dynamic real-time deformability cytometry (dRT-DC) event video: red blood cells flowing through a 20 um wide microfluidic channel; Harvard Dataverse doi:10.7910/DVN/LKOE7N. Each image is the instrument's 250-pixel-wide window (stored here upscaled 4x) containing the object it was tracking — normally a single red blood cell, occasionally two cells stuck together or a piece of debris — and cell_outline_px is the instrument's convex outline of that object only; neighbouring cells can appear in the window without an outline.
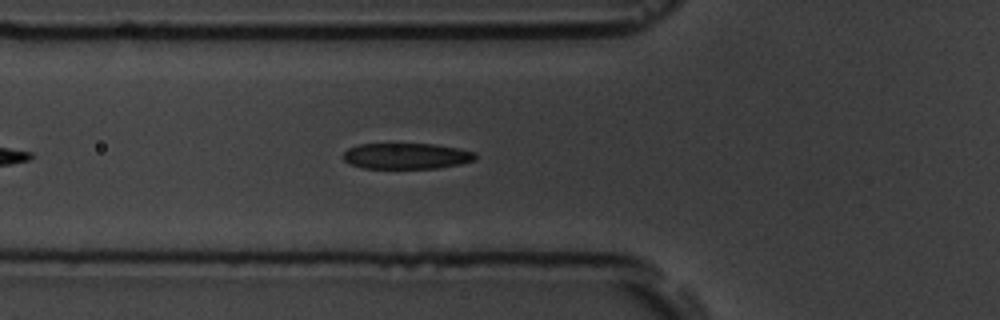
{"species": "common noctule bat (a hibernating species)", "species_latin": "Nyctalus noctula", "temperature_condition": "room temperature", "stored_images_in_passage": 20, "camera_frame_rate_fps": 3000, "um_per_image_px": 0.085, "animal": {"sex": "male", "body_mass_g": 19.5, "forearm_length_mm": 54.6}, "frame": {"image": 1, "passage_image": 7, "time_ms": 2.0, "image_size_px": [1000, 320], "cell_outline_px": [[476, 160], [460, 164], [440, 168], [364, 168], [348, 164], [344, 160], [344, 152], [348, 148], [356, 144], [392, 140], [436, 144], [460, 148], [476, 152]], "centroid_in_image_um": [34.51, 13.2], "position_along_channel_um": 91.3, "area_um2": 21.33}}
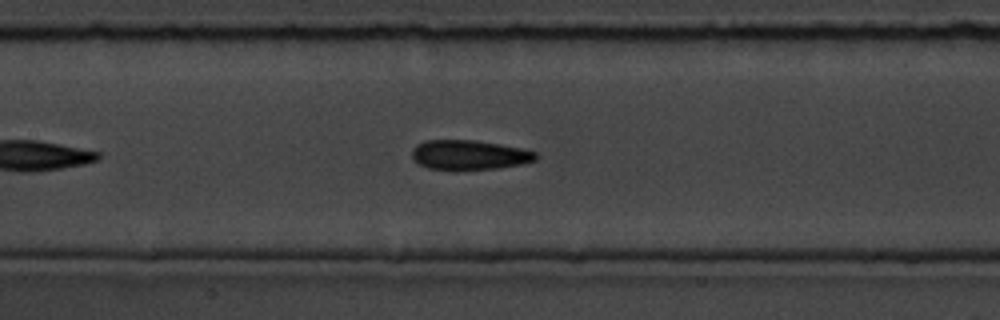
{"frame": {"image": 2, "passage_image": 13, "time_ms": 4.0, "image_size_px": [1000, 320], "cell_outline_px": [[536, 160], [520, 164], [496, 168], [456, 172], [428, 168], [420, 164], [412, 156], [412, 148], [416, 144], [424, 140], [476, 140], [500, 144], [520, 148], [536, 152]], "centroid_in_image_um": [39.84, 13.19], "position_along_channel_um": 167.6, "area_um2": 21.79}}
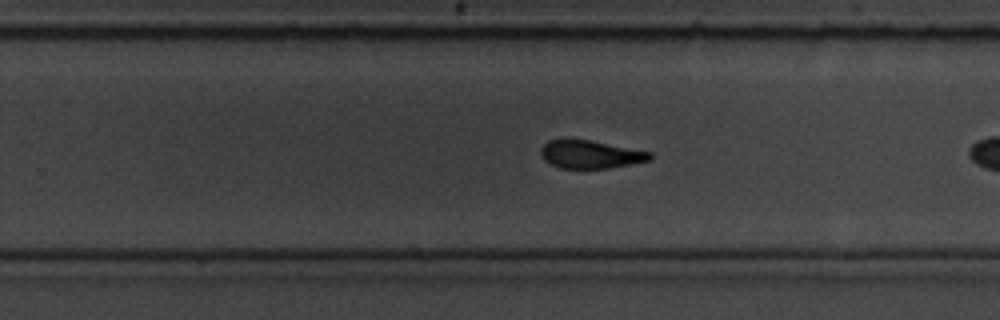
{"frame": {"image": 3, "passage_image": 19, "time_ms": 6.0, "image_size_px": [1000, 320], "cell_outline_px": [[652, 156], [648, 160], [608, 168], [560, 168], [544, 160], [540, 156], [540, 148], [548, 140], [564, 136], [592, 140], [652, 152]], "centroid_in_image_um": [50.09, 13.07], "position_along_channel_um": 279.7, "area_um2": 18.26}}